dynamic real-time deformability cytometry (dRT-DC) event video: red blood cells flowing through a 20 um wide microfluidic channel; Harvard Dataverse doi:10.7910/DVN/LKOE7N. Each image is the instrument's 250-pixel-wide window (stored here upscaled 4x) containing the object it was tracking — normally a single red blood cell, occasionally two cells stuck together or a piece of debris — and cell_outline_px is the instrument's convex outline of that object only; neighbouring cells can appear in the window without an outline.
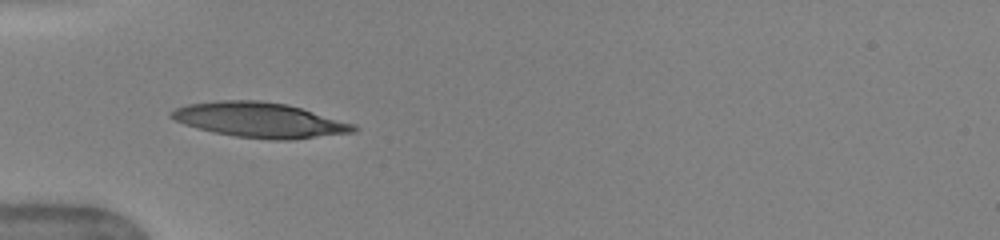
{"species": "human", "species_latin": "Homo sapiens", "temperature_condition": "warm", "stored_images_in_passage": 34, "camera_frame_rate_fps": 3000, "um_per_image_px": 0.085, "donor": {"sex": "female"}, "frame": {"image": 1, "passage_image": 1, "time_ms": 0.0, "image_size_px": [1000, 240], "cell_outline_px": [[360, 128], [356, 132], [292, 140], [268, 140], [236, 136], [216, 132], [184, 124], [168, 116], [168, 112], [176, 108], [188, 104], [220, 100], [260, 100], [288, 104], [356, 124]], "centroid_in_image_um": [22.14, 10.2], "position_along_channel_um": 62.9, "area_um2": 37.34}}
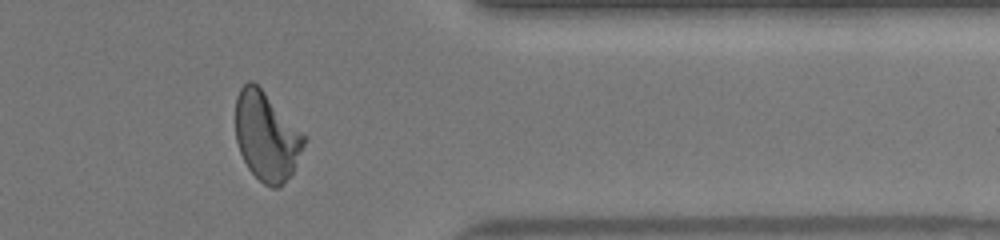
{"frame": {"image": 2, "passage_image": 26, "time_ms": 8.333, "image_size_px": [1000, 240], "cell_outline_px": [[308, 136], [292, 172], [280, 188], [272, 188], [264, 184], [248, 168], [240, 152], [236, 140], [236, 96], [240, 88], [248, 80], [252, 80]], "centroid_in_image_um": [22.66, 11.58], "position_along_channel_um": 388.7, "area_um2": 35.32}}
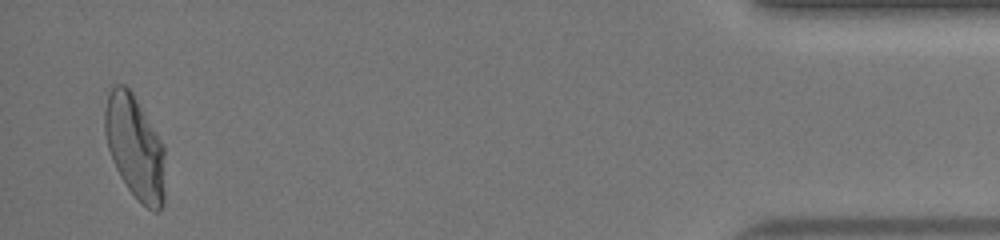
{"frame": {"image": 3, "passage_image": 33, "time_ms": 10.667, "image_size_px": [1000, 240], "cell_outline_px": [[164, 204], [156, 212], [148, 208], [128, 188], [120, 176], [112, 160], [108, 148], [104, 132], [104, 112], [108, 92], [112, 84], [124, 84], [132, 92], [164, 144]], "centroid_in_image_um": [11.46, 12.47], "position_along_channel_um": 423.7, "area_um2": 36.36}, "authors_computed_cell_mechanics": {"area_um2": 35.3736, "velocity_mm_per_s": 4.0643, "shape_relaxation_time_tau1_ms": 4.1716, "shape_relaxation_time_tau2_ms": 0.7168, "deformation_change_tau1": 0.2086, "deformation_change_tau2": 0.0764}}